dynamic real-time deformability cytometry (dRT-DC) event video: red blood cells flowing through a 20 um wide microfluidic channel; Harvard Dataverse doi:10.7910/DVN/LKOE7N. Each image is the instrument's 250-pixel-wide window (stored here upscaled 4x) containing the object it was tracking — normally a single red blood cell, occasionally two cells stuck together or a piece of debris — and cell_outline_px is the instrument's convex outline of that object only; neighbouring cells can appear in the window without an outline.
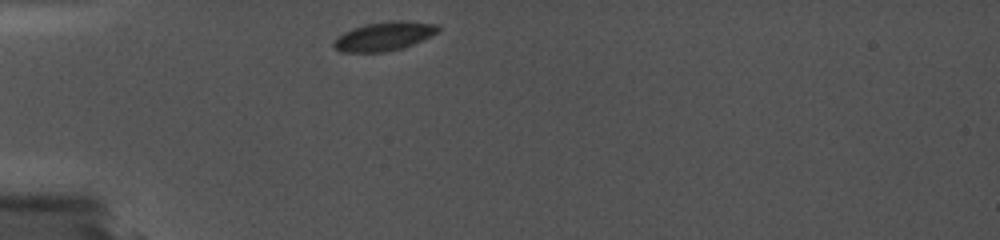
{"species": "common noctule bat (a hibernating species)", "species_latin": "Nyctalus noctula", "temperature_condition": "cold", "stored_images_in_passage": 30, "camera_frame_rate_fps": 5000, "um_per_image_px": 0.085, "animal": {"sex": "female", "body_mass_g": 19.0, "forearm_length_mm": 56.7}, "frame": {"image": 1, "passage_image": 1, "time_ms": 0.0, "image_size_px": [1000, 240], "cell_outline_px": [[440, 28], [432, 36], [412, 44], [400, 48], [384, 52], [340, 52], [332, 44], [336, 36], [352, 28], [368, 24], [392, 20], [404, 20], [436, 24]], "centroid_in_image_um": [32.62, 3.08], "position_along_channel_um": 52.4, "area_um2": 17.46}}
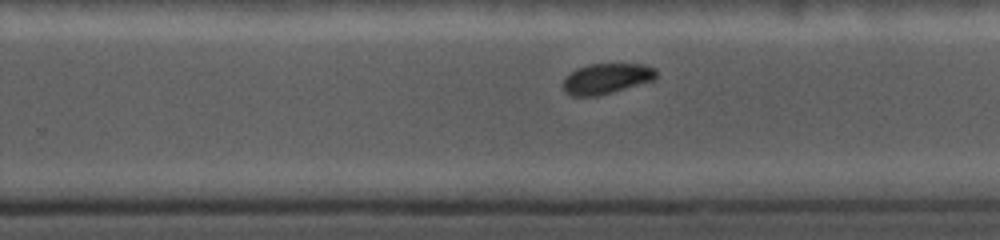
{"frame": {"image": 2, "passage_image": 21, "time_ms": 6.6, "image_size_px": [1000, 240], "cell_outline_px": [[656, 80], [612, 92], [596, 96], [572, 96], [564, 92], [564, 80], [576, 68], [588, 64], [644, 64], [656, 68]], "centroid_in_image_um": [51.59, 6.68], "position_along_channel_um": 278.2, "area_um2": 16.53}}
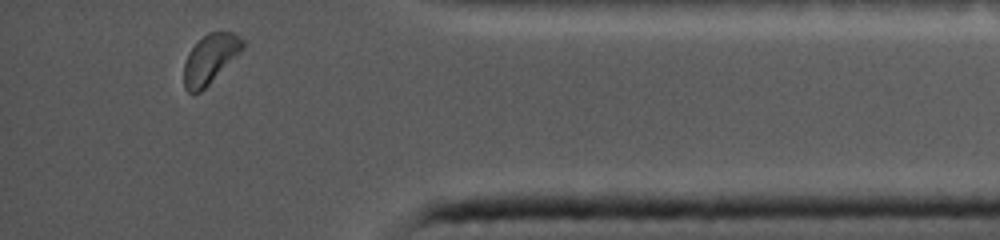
{"frame": {"image": 3, "passage_image": 30, "time_ms": 10.6, "image_size_px": [1000, 240], "cell_outline_px": [[244, 48], [200, 92], [188, 92], [184, 88], [184, 64], [188, 52], [208, 32], [232, 32], [240, 36], [244, 40]], "centroid_in_image_um": [17.86, 4.99], "position_along_channel_um": 417.3, "area_um2": 16.47}}